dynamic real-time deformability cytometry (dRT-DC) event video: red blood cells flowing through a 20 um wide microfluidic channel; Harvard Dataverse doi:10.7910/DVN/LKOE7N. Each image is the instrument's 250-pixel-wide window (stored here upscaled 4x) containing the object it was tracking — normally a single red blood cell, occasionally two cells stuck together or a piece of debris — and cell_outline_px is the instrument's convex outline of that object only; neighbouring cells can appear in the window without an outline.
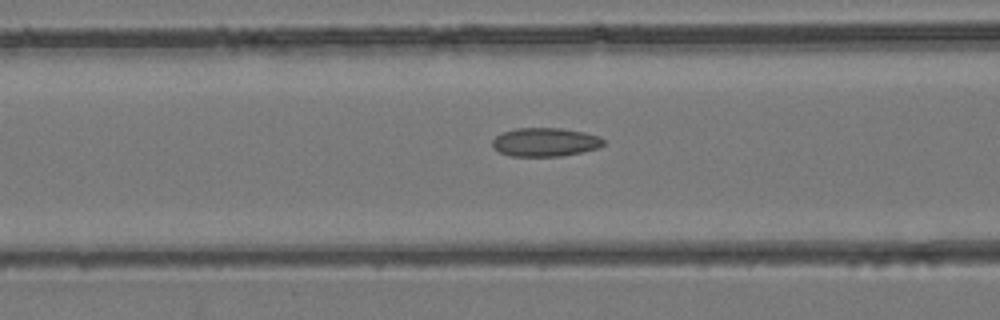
{"species": "common noctule bat (a hibernating species)", "species_latin": "Nyctalus noctula", "temperature_condition": "room temperature", "stored_images_in_passage": 28, "camera_frame_rate_fps": 3000, "um_per_image_px": 0.085, "animal": {"sex": "female", "body_mass_g": 24.6, "forearm_length_mm": 56.2}, "frame": {"image": 1, "passage_image": 11, "time_ms": 3.333, "image_size_px": [1000, 320], "cell_outline_px": [[604, 144], [600, 148], [560, 156], [508, 156], [492, 148], [492, 140], [496, 136], [504, 132], [516, 128], [560, 128], [584, 132], [600, 136], [604, 140]], "centroid_in_image_um": [46.33, 12.08], "position_along_channel_um": 120.3, "area_um2": 18.61}}
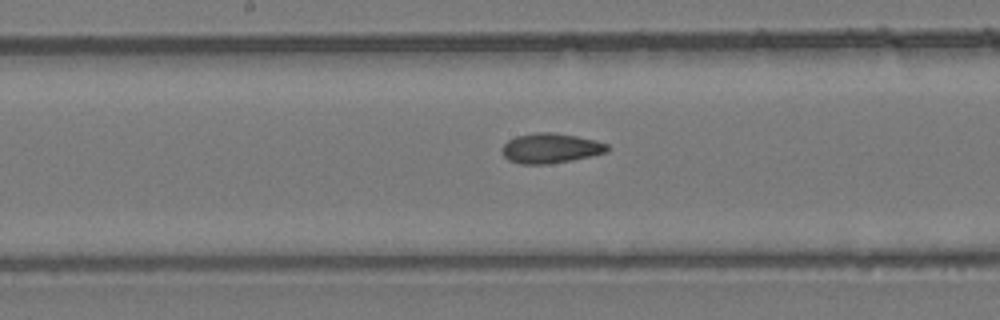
{"frame": {"image": 2, "passage_image": 16, "time_ms": 5.0, "image_size_px": [1000, 320], "cell_outline_px": [[608, 152], [572, 160], [548, 164], [520, 164], [508, 160], [500, 152], [500, 148], [508, 140], [516, 136], [536, 132], [552, 132], [576, 136], [596, 140], [608, 144]], "centroid_in_image_um": [46.77, 12.6], "position_along_channel_um": 201.4, "area_um2": 18.5}}
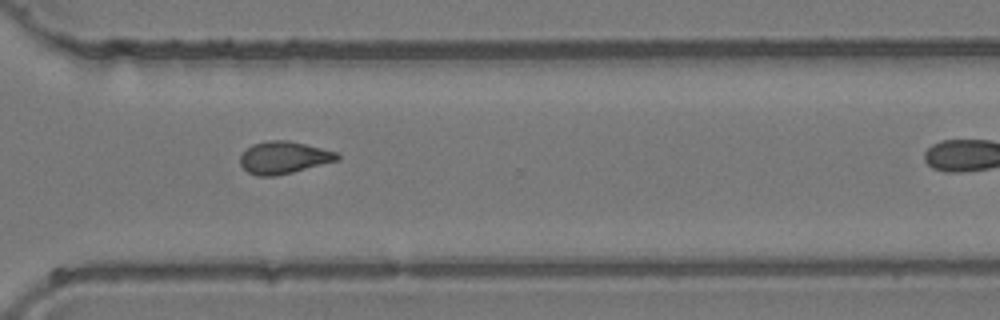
{"frame": {"image": 3, "passage_image": 25, "time_ms": 8.0, "image_size_px": [1000, 320], "cell_outline_px": [[340, 160], [276, 176], [256, 176], [248, 172], [240, 164], [240, 156], [252, 144], [268, 140], [288, 140], [336, 152], [340, 156]], "centroid_in_image_um": [24.11, 13.4], "position_along_channel_um": 346.5, "area_um2": 18.15}}